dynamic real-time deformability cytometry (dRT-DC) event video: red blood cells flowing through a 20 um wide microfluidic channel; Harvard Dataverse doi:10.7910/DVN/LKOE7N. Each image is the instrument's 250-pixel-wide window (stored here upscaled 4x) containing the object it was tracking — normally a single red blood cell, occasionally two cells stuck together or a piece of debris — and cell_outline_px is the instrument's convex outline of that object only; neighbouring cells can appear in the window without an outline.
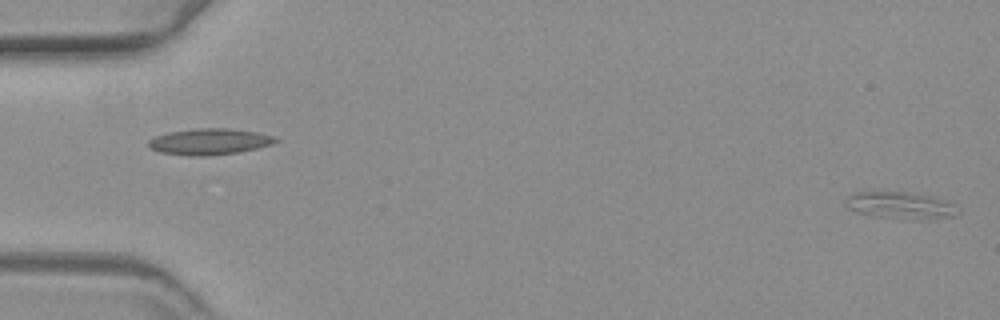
{"species": "common noctule bat (a hibernating species)", "species_latin": "Nyctalus noctula", "temperature_condition": "warm", "stored_images_in_passage": 57, "camera_frame_rate_fps": 3000, "um_per_image_px": 0.085, "animal": {"sex": "female", "body_mass_g": 19.3, "forearm_length_mm": 54.1}, "frame": {"image": 1, "passage_image": 1, "time_ms": 0.0, "image_size_px": [1000, 320], "cell_outline_px": [[960, 212], [956, 216], [932, 220], [904, 220], [872, 216], [856, 212], [848, 208], [844, 204], [844, 200], [848, 196], [856, 192], [908, 192], [932, 196], [944, 200], [952, 204]], "centroid_in_image_um": [76.55, 17.49], "position_along_channel_um": 8.5, "area_um2": 18.15}}
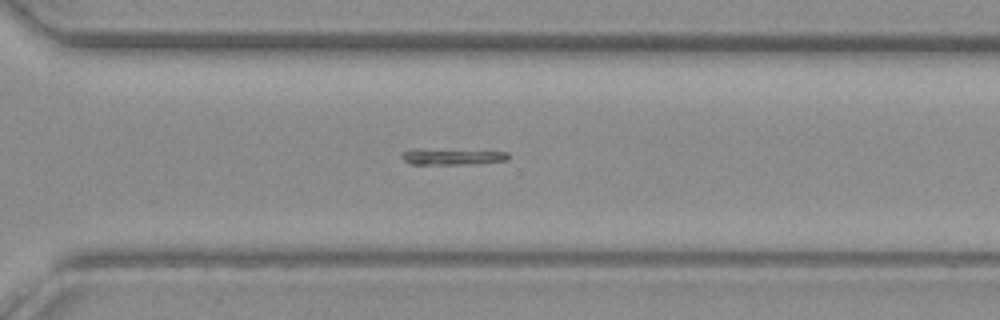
{"frame": {"image": 2, "passage_image": 41, "time_ms": 13.333, "image_size_px": [1000, 320], "cell_outline_px": [[508, 160], [472, 164], [408, 164], [400, 156], [404, 152], [412, 148], [508, 152]], "centroid_in_image_um": [38.37, 13.31], "position_along_channel_um": 332.2, "area_um2": 10.06}}
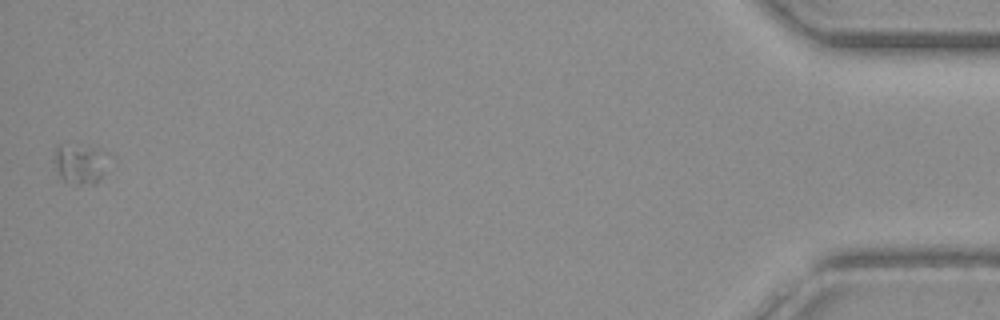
{"frame": {"image": 3, "passage_image": 57, "time_ms": 18.667, "image_size_px": [1000, 320], "cell_outline_px": [[100, 176], [96, 184], [80, 184], [64, 180], [60, 176], [52, 160], [56, 148], [60, 144], [96, 148], [100, 172]], "centroid_in_image_um": [6.56, 13.94], "position_along_channel_um": 428.6, "area_um2": 11.1}}